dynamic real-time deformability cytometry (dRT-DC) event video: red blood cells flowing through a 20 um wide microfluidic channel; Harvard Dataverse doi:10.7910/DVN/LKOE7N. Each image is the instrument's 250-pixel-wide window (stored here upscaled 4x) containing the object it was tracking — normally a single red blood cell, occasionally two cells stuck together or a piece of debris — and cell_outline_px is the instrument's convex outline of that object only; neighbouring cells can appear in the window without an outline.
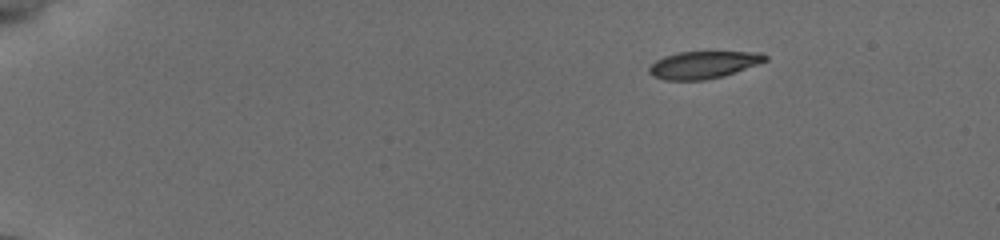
{"species": "common noctule bat (a hibernating species)", "species_latin": "Nyctalus noctula", "temperature_condition": "cold", "stored_images_in_passage": 31, "camera_frame_rate_fps": 3000, "um_per_image_px": 0.085, "animal": {"sex": "female", "body_mass_g": 19.5, "forearm_length_mm": 54.1}, "frame": {"image": 1, "passage_image": 1, "time_ms": 0.0, "image_size_px": [1000, 240], "cell_outline_px": [[768, 60], [736, 72], [724, 76], [704, 80], [664, 80], [652, 76], [648, 72], [648, 68], [656, 60], [664, 56], [680, 52], [760, 52], [768, 56]], "centroid_in_image_um": [59.78, 5.51], "position_along_channel_um": 25.2, "area_um2": 18.5}}
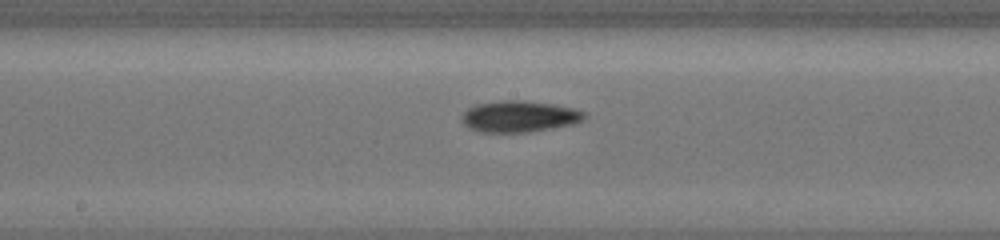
{"frame": {"image": 2, "passage_image": 13, "time_ms": 7.667, "image_size_px": [1000, 240], "cell_outline_px": [[584, 116], [580, 120], [572, 124], [528, 132], [480, 132], [468, 128], [460, 120], [460, 116], [468, 108], [476, 104], [504, 100], [524, 100], [552, 104], [576, 108], [584, 112]], "centroid_in_image_um": [44.07, 9.89], "position_along_channel_um": 204.1, "area_um2": 22.31}}
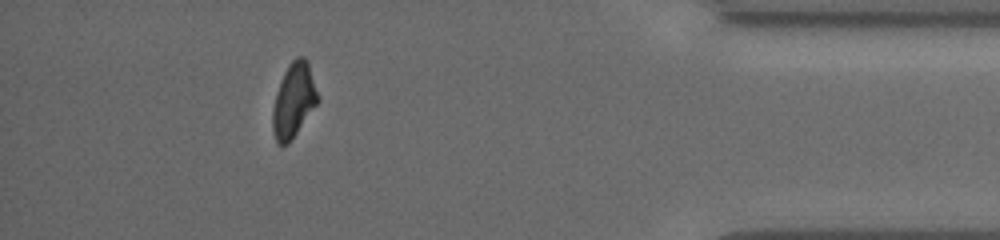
{"frame": {"image": 3, "passage_image": 27, "time_ms": 14.0, "image_size_px": [1000, 240], "cell_outline_px": [[320, 100], [288, 144], [276, 144], [272, 128], [272, 112], [276, 92], [284, 72], [288, 64], [296, 56], [304, 56], [308, 60]], "centroid_in_image_um": [24.97, 8.5], "position_along_channel_um": 410.2, "area_um2": 19.65}, "authors_computed_cell_mechanics": {"area_um2": 20.23, "velocity_mm_per_s": 3.8383, "shape_relaxation_time_tau1_ms": 3.7383, "shape_relaxation_time_tau2_ms": null, "deformation_change_tau1": 0.1536, "deformation_change_tau2": null}}